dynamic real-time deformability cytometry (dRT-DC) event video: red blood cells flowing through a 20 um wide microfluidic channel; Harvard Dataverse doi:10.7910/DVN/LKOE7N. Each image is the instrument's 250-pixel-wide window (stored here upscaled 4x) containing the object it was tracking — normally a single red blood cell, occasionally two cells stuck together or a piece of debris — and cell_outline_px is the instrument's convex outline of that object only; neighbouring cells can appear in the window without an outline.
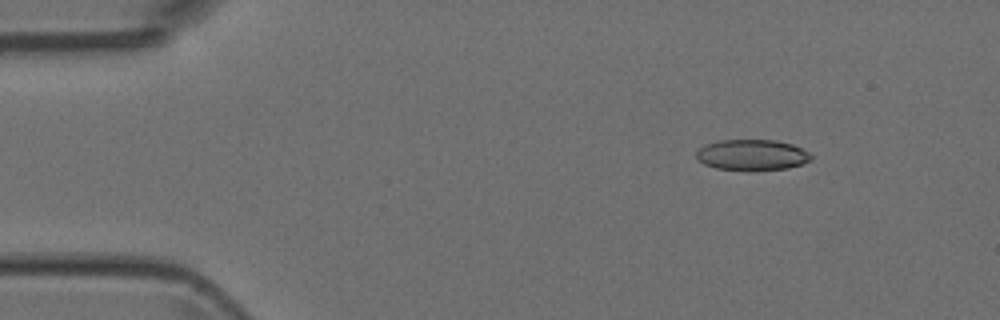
{"species": "Egyptian fruit bat (a non-hibernating species)", "species_latin": "Rousettus aegyptiacus", "temperature_condition": "room temperature", "stored_images_in_passage": 5, "camera_frame_rate_fps": 3000, "um_per_image_px": 0.085, "animal": {"sex": "female"}, "frame": {"image": 1, "passage_image": 2, "time_ms": 1.333, "image_size_px": [1000, 320], "cell_outline_px": [[812, 160], [788, 168], [752, 172], [716, 168], [704, 164], [696, 156], [696, 152], [704, 144], [716, 140], [776, 140], [792, 144], [808, 152], [812, 156]], "centroid_in_image_um": [63.91, 13.18], "position_along_channel_um": 21.1, "area_um2": 20.98}}
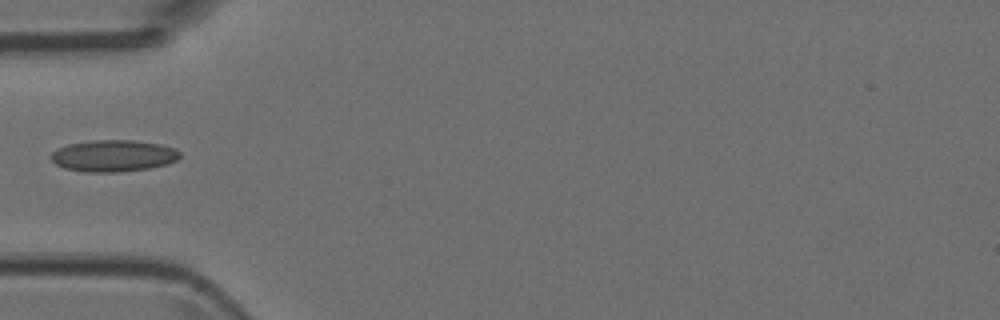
{"frame": {"image": 2, "passage_image": 5, "time_ms": 4.667, "image_size_px": [1000, 320], "cell_outline_px": [[180, 156], [176, 160], [168, 164], [148, 168], [120, 172], [84, 172], [64, 168], [56, 164], [48, 156], [56, 148], [68, 144], [92, 140], [132, 140], [160, 144], [176, 148], [180, 152]], "centroid_in_image_um": [9.61, 13.24], "position_along_channel_um": 75.4, "area_um2": 23.99}}